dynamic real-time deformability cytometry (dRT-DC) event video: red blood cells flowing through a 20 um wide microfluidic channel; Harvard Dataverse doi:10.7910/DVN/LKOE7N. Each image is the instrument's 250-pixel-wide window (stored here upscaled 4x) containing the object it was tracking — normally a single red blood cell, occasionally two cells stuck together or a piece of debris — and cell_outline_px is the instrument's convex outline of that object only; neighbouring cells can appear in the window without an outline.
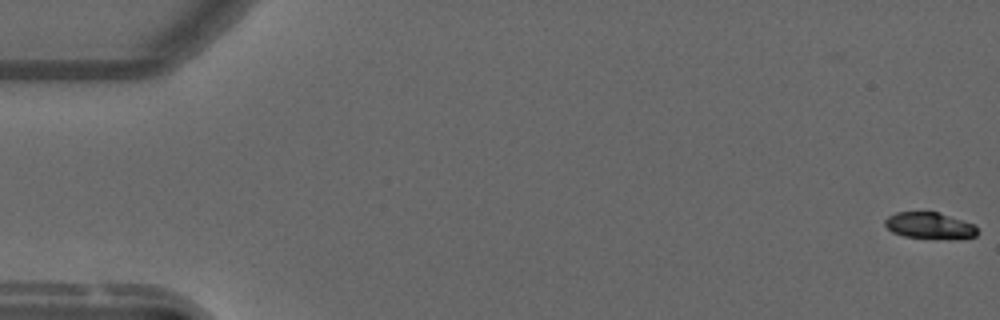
{"species": "common noctule bat (a hibernating species)", "species_latin": "Nyctalus noctula", "temperature_condition": "warm", "stored_images_in_passage": 11, "camera_frame_rate_fps": 3000, "um_per_image_px": 0.085, "animal": {"sex": "male", "forearm_length_mm": 52.5}, "frame": {"image": 1, "passage_image": 1, "time_ms": 0.0, "image_size_px": [1000, 320], "cell_outline_px": [[980, 232], [976, 236], [960, 240], [948, 240], [904, 236], [892, 232], [884, 224], [884, 220], [888, 216], [896, 212], [940, 212], [972, 224]], "centroid_in_image_um": [79.05, 19.2], "position_along_channel_um": 5.9, "area_um2": 14.57}}